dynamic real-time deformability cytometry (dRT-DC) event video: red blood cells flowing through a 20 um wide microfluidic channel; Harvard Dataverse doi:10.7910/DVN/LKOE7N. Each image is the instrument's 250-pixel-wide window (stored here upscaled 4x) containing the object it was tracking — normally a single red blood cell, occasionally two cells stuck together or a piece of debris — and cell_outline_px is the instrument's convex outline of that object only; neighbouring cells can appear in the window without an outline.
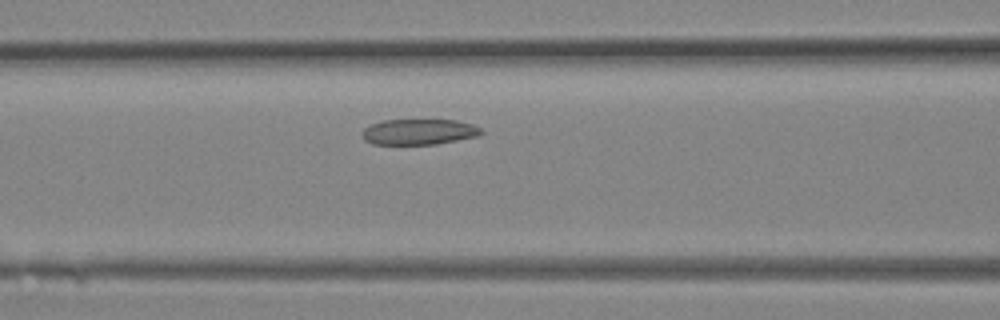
{"species": "Egyptian fruit bat (a non-hibernating species)", "species_latin": "Rousettus aegyptiacus", "temperature_condition": "room temperature", "stored_images_in_passage": 26, "camera_frame_rate_fps": 3000, "um_per_image_px": 0.085, "animal": {"sex": "female"}, "frame": {"image": 1, "passage_image": 8, "time_ms": 2.333, "image_size_px": [1000, 320], "cell_outline_px": [[484, 132], [480, 136], [436, 144], [372, 144], [364, 140], [364, 128], [372, 124], [384, 120], [456, 120], [472, 124], [480, 128]], "centroid_in_image_um": [35.66, 11.21], "position_along_channel_um": 130.9, "area_um2": 17.74}}
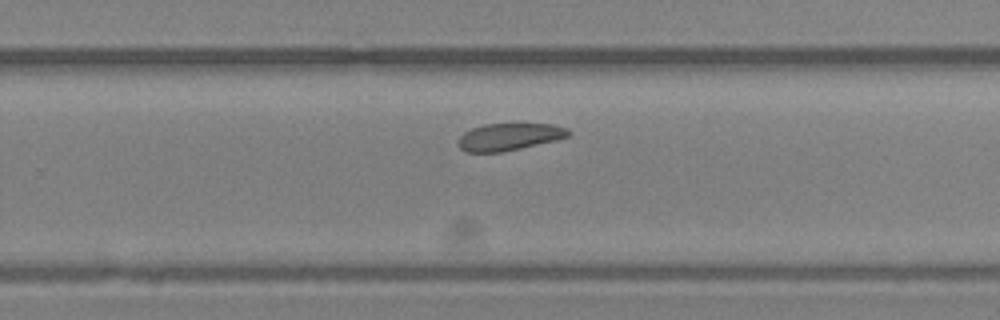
{"frame": {"image": 2, "passage_image": 15, "time_ms": 4.667, "image_size_px": [1000, 320], "cell_outline_px": [[572, 132], [568, 136], [556, 140], [504, 152], [464, 152], [456, 144], [456, 140], [464, 132], [472, 128], [484, 124], [516, 120], [552, 124], [568, 128]], "centroid_in_image_um": [43.29, 11.57], "position_along_channel_um": 286.5, "area_um2": 18.61}}
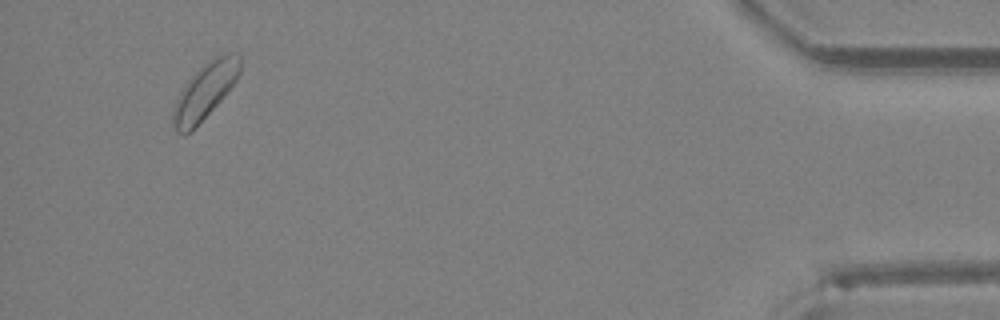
{"frame": {"image": 3, "passage_image": 24, "time_ms": 7.667, "image_size_px": [1000, 320], "cell_outline_px": [[240, 72], [236, 80], [224, 96], [184, 136], [176, 132], [172, 120], [172, 112], [176, 100], [180, 92], [188, 80], [208, 60], [224, 52], [240, 52]], "centroid_in_image_um": [17.43, 7.68], "position_along_channel_um": 417.8, "area_um2": 21.33}}